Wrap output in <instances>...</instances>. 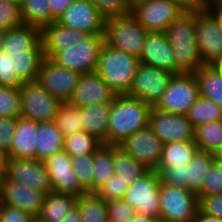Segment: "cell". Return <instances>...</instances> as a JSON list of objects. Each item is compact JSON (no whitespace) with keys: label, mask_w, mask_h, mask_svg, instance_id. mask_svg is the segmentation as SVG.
Returning <instances> with one entry per match:
<instances>
[{"label":"cell","mask_w":222,"mask_h":222,"mask_svg":"<svg viewBox=\"0 0 222 222\" xmlns=\"http://www.w3.org/2000/svg\"><path fill=\"white\" fill-rule=\"evenodd\" d=\"M222 194V162L214 160L209 173L205 176L202 188L197 192L198 198Z\"/></svg>","instance_id":"cell-43"},{"label":"cell","mask_w":222,"mask_h":222,"mask_svg":"<svg viewBox=\"0 0 222 222\" xmlns=\"http://www.w3.org/2000/svg\"><path fill=\"white\" fill-rule=\"evenodd\" d=\"M194 143L198 151L215 154L222 145V120L196 126Z\"/></svg>","instance_id":"cell-35"},{"label":"cell","mask_w":222,"mask_h":222,"mask_svg":"<svg viewBox=\"0 0 222 222\" xmlns=\"http://www.w3.org/2000/svg\"><path fill=\"white\" fill-rule=\"evenodd\" d=\"M71 159L72 157L62 149L54 155L49 156L43 163L50 178L52 192L70 194L78 198L87 192L78 182Z\"/></svg>","instance_id":"cell-16"},{"label":"cell","mask_w":222,"mask_h":222,"mask_svg":"<svg viewBox=\"0 0 222 222\" xmlns=\"http://www.w3.org/2000/svg\"><path fill=\"white\" fill-rule=\"evenodd\" d=\"M16 124L17 118L0 117V148L6 152L11 149Z\"/></svg>","instance_id":"cell-49"},{"label":"cell","mask_w":222,"mask_h":222,"mask_svg":"<svg viewBox=\"0 0 222 222\" xmlns=\"http://www.w3.org/2000/svg\"><path fill=\"white\" fill-rule=\"evenodd\" d=\"M71 164L80 186L92 193L93 154L72 157Z\"/></svg>","instance_id":"cell-41"},{"label":"cell","mask_w":222,"mask_h":222,"mask_svg":"<svg viewBox=\"0 0 222 222\" xmlns=\"http://www.w3.org/2000/svg\"><path fill=\"white\" fill-rule=\"evenodd\" d=\"M105 20L89 0H74L56 22L89 35H103Z\"/></svg>","instance_id":"cell-15"},{"label":"cell","mask_w":222,"mask_h":222,"mask_svg":"<svg viewBox=\"0 0 222 222\" xmlns=\"http://www.w3.org/2000/svg\"><path fill=\"white\" fill-rule=\"evenodd\" d=\"M127 1H128V3H129V5H130L131 7H133V6L136 5L137 3L142 2V1H145V0H127Z\"/></svg>","instance_id":"cell-63"},{"label":"cell","mask_w":222,"mask_h":222,"mask_svg":"<svg viewBox=\"0 0 222 222\" xmlns=\"http://www.w3.org/2000/svg\"><path fill=\"white\" fill-rule=\"evenodd\" d=\"M160 186V173L148 170L129 185L123 199L133 207L136 214L160 220Z\"/></svg>","instance_id":"cell-6"},{"label":"cell","mask_w":222,"mask_h":222,"mask_svg":"<svg viewBox=\"0 0 222 222\" xmlns=\"http://www.w3.org/2000/svg\"><path fill=\"white\" fill-rule=\"evenodd\" d=\"M160 220L164 222H193L199 210L197 193L161 182Z\"/></svg>","instance_id":"cell-5"},{"label":"cell","mask_w":222,"mask_h":222,"mask_svg":"<svg viewBox=\"0 0 222 222\" xmlns=\"http://www.w3.org/2000/svg\"><path fill=\"white\" fill-rule=\"evenodd\" d=\"M176 67L181 73H195L202 65L196 39L195 12L183 13L165 31Z\"/></svg>","instance_id":"cell-2"},{"label":"cell","mask_w":222,"mask_h":222,"mask_svg":"<svg viewBox=\"0 0 222 222\" xmlns=\"http://www.w3.org/2000/svg\"><path fill=\"white\" fill-rule=\"evenodd\" d=\"M152 106L135 97L116 95L111 102L108 145L119 146L135 132L148 127Z\"/></svg>","instance_id":"cell-1"},{"label":"cell","mask_w":222,"mask_h":222,"mask_svg":"<svg viewBox=\"0 0 222 222\" xmlns=\"http://www.w3.org/2000/svg\"><path fill=\"white\" fill-rule=\"evenodd\" d=\"M14 57V70L23 82L37 80L39 67L44 58L41 41L25 54H9Z\"/></svg>","instance_id":"cell-31"},{"label":"cell","mask_w":222,"mask_h":222,"mask_svg":"<svg viewBox=\"0 0 222 222\" xmlns=\"http://www.w3.org/2000/svg\"><path fill=\"white\" fill-rule=\"evenodd\" d=\"M197 151L198 148L194 142H167L163 144L157 171L161 173L165 168L190 163Z\"/></svg>","instance_id":"cell-28"},{"label":"cell","mask_w":222,"mask_h":222,"mask_svg":"<svg viewBox=\"0 0 222 222\" xmlns=\"http://www.w3.org/2000/svg\"><path fill=\"white\" fill-rule=\"evenodd\" d=\"M160 177L163 183L188 189L187 164L165 168Z\"/></svg>","instance_id":"cell-48"},{"label":"cell","mask_w":222,"mask_h":222,"mask_svg":"<svg viewBox=\"0 0 222 222\" xmlns=\"http://www.w3.org/2000/svg\"><path fill=\"white\" fill-rule=\"evenodd\" d=\"M105 17L121 16L131 13L127 0H89Z\"/></svg>","instance_id":"cell-46"},{"label":"cell","mask_w":222,"mask_h":222,"mask_svg":"<svg viewBox=\"0 0 222 222\" xmlns=\"http://www.w3.org/2000/svg\"><path fill=\"white\" fill-rule=\"evenodd\" d=\"M217 71L222 72V56L211 64Z\"/></svg>","instance_id":"cell-59"},{"label":"cell","mask_w":222,"mask_h":222,"mask_svg":"<svg viewBox=\"0 0 222 222\" xmlns=\"http://www.w3.org/2000/svg\"><path fill=\"white\" fill-rule=\"evenodd\" d=\"M37 135L38 122L21 116L18 117L11 149L7 152L9 158L36 159Z\"/></svg>","instance_id":"cell-23"},{"label":"cell","mask_w":222,"mask_h":222,"mask_svg":"<svg viewBox=\"0 0 222 222\" xmlns=\"http://www.w3.org/2000/svg\"><path fill=\"white\" fill-rule=\"evenodd\" d=\"M196 39L203 65H211L222 56V31L208 9L195 12Z\"/></svg>","instance_id":"cell-13"},{"label":"cell","mask_w":222,"mask_h":222,"mask_svg":"<svg viewBox=\"0 0 222 222\" xmlns=\"http://www.w3.org/2000/svg\"><path fill=\"white\" fill-rule=\"evenodd\" d=\"M20 116L36 122L54 121L62 103L37 80L24 82L20 87Z\"/></svg>","instance_id":"cell-7"},{"label":"cell","mask_w":222,"mask_h":222,"mask_svg":"<svg viewBox=\"0 0 222 222\" xmlns=\"http://www.w3.org/2000/svg\"><path fill=\"white\" fill-rule=\"evenodd\" d=\"M139 64V58L103 43L95 72L116 95H124L129 93Z\"/></svg>","instance_id":"cell-3"},{"label":"cell","mask_w":222,"mask_h":222,"mask_svg":"<svg viewBox=\"0 0 222 222\" xmlns=\"http://www.w3.org/2000/svg\"><path fill=\"white\" fill-rule=\"evenodd\" d=\"M119 147L148 170L158 169L163 143L149 127L135 132Z\"/></svg>","instance_id":"cell-17"},{"label":"cell","mask_w":222,"mask_h":222,"mask_svg":"<svg viewBox=\"0 0 222 222\" xmlns=\"http://www.w3.org/2000/svg\"><path fill=\"white\" fill-rule=\"evenodd\" d=\"M136 212L124 199L107 202V217L113 222H127Z\"/></svg>","instance_id":"cell-47"},{"label":"cell","mask_w":222,"mask_h":222,"mask_svg":"<svg viewBox=\"0 0 222 222\" xmlns=\"http://www.w3.org/2000/svg\"><path fill=\"white\" fill-rule=\"evenodd\" d=\"M20 5L24 24L41 29L56 21L51 15L49 0H21Z\"/></svg>","instance_id":"cell-33"},{"label":"cell","mask_w":222,"mask_h":222,"mask_svg":"<svg viewBox=\"0 0 222 222\" xmlns=\"http://www.w3.org/2000/svg\"><path fill=\"white\" fill-rule=\"evenodd\" d=\"M5 172H6V169H0V194L2 192L4 180L6 177Z\"/></svg>","instance_id":"cell-60"},{"label":"cell","mask_w":222,"mask_h":222,"mask_svg":"<svg viewBox=\"0 0 222 222\" xmlns=\"http://www.w3.org/2000/svg\"><path fill=\"white\" fill-rule=\"evenodd\" d=\"M23 83L14 70V57L0 50V85L20 87Z\"/></svg>","instance_id":"cell-45"},{"label":"cell","mask_w":222,"mask_h":222,"mask_svg":"<svg viewBox=\"0 0 222 222\" xmlns=\"http://www.w3.org/2000/svg\"><path fill=\"white\" fill-rule=\"evenodd\" d=\"M183 13L171 0H145L131 7V14L146 31L165 32Z\"/></svg>","instance_id":"cell-10"},{"label":"cell","mask_w":222,"mask_h":222,"mask_svg":"<svg viewBox=\"0 0 222 222\" xmlns=\"http://www.w3.org/2000/svg\"><path fill=\"white\" fill-rule=\"evenodd\" d=\"M198 96L199 85L195 73L173 74L155 107L165 112L186 115Z\"/></svg>","instance_id":"cell-8"},{"label":"cell","mask_w":222,"mask_h":222,"mask_svg":"<svg viewBox=\"0 0 222 222\" xmlns=\"http://www.w3.org/2000/svg\"><path fill=\"white\" fill-rule=\"evenodd\" d=\"M177 4L185 13H192L206 9L207 0H171Z\"/></svg>","instance_id":"cell-52"},{"label":"cell","mask_w":222,"mask_h":222,"mask_svg":"<svg viewBox=\"0 0 222 222\" xmlns=\"http://www.w3.org/2000/svg\"><path fill=\"white\" fill-rule=\"evenodd\" d=\"M64 137L54 121L38 122L36 160L44 161L63 149Z\"/></svg>","instance_id":"cell-26"},{"label":"cell","mask_w":222,"mask_h":222,"mask_svg":"<svg viewBox=\"0 0 222 222\" xmlns=\"http://www.w3.org/2000/svg\"><path fill=\"white\" fill-rule=\"evenodd\" d=\"M214 155L216 160L222 162V145Z\"/></svg>","instance_id":"cell-62"},{"label":"cell","mask_w":222,"mask_h":222,"mask_svg":"<svg viewBox=\"0 0 222 222\" xmlns=\"http://www.w3.org/2000/svg\"><path fill=\"white\" fill-rule=\"evenodd\" d=\"M186 116L194 127L208 122L222 120V108L212 100L199 95Z\"/></svg>","instance_id":"cell-37"},{"label":"cell","mask_w":222,"mask_h":222,"mask_svg":"<svg viewBox=\"0 0 222 222\" xmlns=\"http://www.w3.org/2000/svg\"><path fill=\"white\" fill-rule=\"evenodd\" d=\"M40 42V29L27 24L6 31L2 50L8 54H25Z\"/></svg>","instance_id":"cell-25"},{"label":"cell","mask_w":222,"mask_h":222,"mask_svg":"<svg viewBox=\"0 0 222 222\" xmlns=\"http://www.w3.org/2000/svg\"><path fill=\"white\" fill-rule=\"evenodd\" d=\"M5 36H6V31L0 29V50H2Z\"/></svg>","instance_id":"cell-61"},{"label":"cell","mask_w":222,"mask_h":222,"mask_svg":"<svg viewBox=\"0 0 222 222\" xmlns=\"http://www.w3.org/2000/svg\"><path fill=\"white\" fill-rule=\"evenodd\" d=\"M146 34L147 31L131 13L105 20L104 43L137 58L142 53Z\"/></svg>","instance_id":"cell-4"},{"label":"cell","mask_w":222,"mask_h":222,"mask_svg":"<svg viewBox=\"0 0 222 222\" xmlns=\"http://www.w3.org/2000/svg\"><path fill=\"white\" fill-rule=\"evenodd\" d=\"M103 142L88 132L81 131L64 137L63 149L71 156L93 154Z\"/></svg>","instance_id":"cell-38"},{"label":"cell","mask_w":222,"mask_h":222,"mask_svg":"<svg viewBox=\"0 0 222 222\" xmlns=\"http://www.w3.org/2000/svg\"><path fill=\"white\" fill-rule=\"evenodd\" d=\"M6 178L27 185L44 193L52 192L50 178L43 161L10 157L7 163Z\"/></svg>","instance_id":"cell-18"},{"label":"cell","mask_w":222,"mask_h":222,"mask_svg":"<svg viewBox=\"0 0 222 222\" xmlns=\"http://www.w3.org/2000/svg\"><path fill=\"white\" fill-rule=\"evenodd\" d=\"M81 74L58 66L49 58H43L37 81L61 102H69Z\"/></svg>","instance_id":"cell-14"},{"label":"cell","mask_w":222,"mask_h":222,"mask_svg":"<svg viewBox=\"0 0 222 222\" xmlns=\"http://www.w3.org/2000/svg\"><path fill=\"white\" fill-rule=\"evenodd\" d=\"M193 222H222V220L215 216L204 214L200 210H198V213L195 216Z\"/></svg>","instance_id":"cell-56"},{"label":"cell","mask_w":222,"mask_h":222,"mask_svg":"<svg viewBox=\"0 0 222 222\" xmlns=\"http://www.w3.org/2000/svg\"><path fill=\"white\" fill-rule=\"evenodd\" d=\"M195 76L199 85V95L222 108V72L212 65H202L195 72Z\"/></svg>","instance_id":"cell-29"},{"label":"cell","mask_w":222,"mask_h":222,"mask_svg":"<svg viewBox=\"0 0 222 222\" xmlns=\"http://www.w3.org/2000/svg\"><path fill=\"white\" fill-rule=\"evenodd\" d=\"M61 222H81V216L78 207L75 205Z\"/></svg>","instance_id":"cell-54"},{"label":"cell","mask_w":222,"mask_h":222,"mask_svg":"<svg viewBox=\"0 0 222 222\" xmlns=\"http://www.w3.org/2000/svg\"><path fill=\"white\" fill-rule=\"evenodd\" d=\"M24 24L20 2L0 0V29L7 31Z\"/></svg>","instance_id":"cell-42"},{"label":"cell","mask_w":222,"mask_h":222,"mask_svg":"<svg viewBox=\"0 0 222 222\" xmlns=\"http://www.w3.org/2000/svg\"><path fill=\"white\" fill-rule=\"evenodd\" d=\"M116 94L96 72L81 74L69 103L76 107L111 103Z\"/></svg>","instance_id":"cell-20"},{"label":"cell","mask_w":222,"mask_h":222,"mask_svg":"<svg viewBox=\"0 0 222 222\" xmlns=\"http://www.w3.org/2000/svg\"><path fill=\"white\" fill-rule=\"evenodd\" d=\"M9 160L8 153L0 148V169H6Z\"/></svg>","instance_id":"cell-58"},{"label":"cell","mask_w":222,"mask_h":222,"mask_svg":"<svg viewBox=\"0 0 222 222\" xmlns=\"http://www.w3.org/2000/svg\"><path fill=\"white\" fill-rule=\"evenodd\" d=\"M199 210L222 220V194L203 196L199 199Z\"/></svg>","instance_id":"cell-50"},{"label":"cell","mask_w":222,"mask_h":222,"mask_svg":"<svg viewBox=\"0 0 222 222\" xmlns=\"http://www.w3.org/2000/svg\"><path fill=\"white\" fill-rule=\"evenodd\" d=\"M139 61L172 74L181 73L176 67L174 53L165 32L147 31Z\"/></svg>","instance_id":"cell-19"},{"label":"cell","mask_w":222,"mask_h":222,"mask_svg":"<svg viewBox=\"0 0 222 222\" xmlns=\"http://www.w3.org/2000/svg\"><path fill=\"white\" fill-rule=\"evenodd\" d=\"M88 36V33L62 26L54 21L40 29L42 53L45 58L51 59L57 52L74 46Z\"/></svg>","instance_id":"cell-22"},{"label":"cell","mask_w":222,"mask_h":222,"mask_svg":"<svg viewBox=\"0 0 222 222\" xmlns=\"http://www.w3.org/2000/svg\"><path fill=\"white\" fill-rule=\"evenodd\" d=\"M32 218L26 211L0 203V222H30Z\"/></svg>","instance_id":"cell-51"},{"label":"cell","mask_w":222,"mask_h":222,"mask_svg":"<svg viewBox=\"0 0 222 222\" xmlns=\"http://www.w3.org/2000/svg\"><path fill=\"white\" fill-rule=\"evenodd\" d=\"M129 184L113 175L104 185L99 187L94 193L106 202L123 199Z\"/></svg>","instance_id":"cell-44"},{"label":"cell","mask_w":222,"mask_h":222,"mask_svg":"<svg viewBox=\"0 0 222 222\" xmlns=\"http://www.w3.org/2000/svg\"><path fill=\"white\" fill-rule=\"evenodd\" d=\"M2 1L21 2V0H2Z\"/></svg>","instance_id":"cell-66"},{"label":"cell","mask_w":222,"mask_h":222,"mask_svg":"<svg viewBox=\"0 0 222 222\" xmlns=\"http://www.w3.org/2000/svg\"><path fill=\"white\" fill-rule=\"evenodd\" d=\"M46 193L31 189L22 183L5 177L0 194V203L26 211L32 217H38L44 204Z\"/></svg>","instance_id":"cell-21"},{"label":"cell","mask_w":222,"mask_h":222,"mask_svg":"<svg viewBox=\"0 0 222 222\" xmlns=\"http://www.w3.org/2000/svg\"><path fill=\"white\" fill-rule=\"evenodd\" d=\"M30 222H44V221L40 219L39 217H33Z\"/></svg>","instance_id":"cell-65"},{"label":"cell","mask_w":222,"mask_h":222,"mask_svg":"<svg viewBox=\"0 0 222 222\" xmlns=\"http://www.w3.org/2000/svg\"><path fill=\"white\" fill-rule=\"evenodd\" d=\"M81 222H105L107 217V202L95 193L80 195L76 200Z\"/></svg>","instance_id":"cell-36"},{"label":"cell","mask_w":222,"mask_h":222,"mask_svg":"<svg viewBox=\"0 0 222 222\" xmlns=\"http://www.w3.org/2000/svg\"><path fill=\"white\" fill-rule=\"evenodd\" d=\"M159 220L149 217V216H144L140 214H135L134 217L127 222H158Z\"/></svg>","instance_id":"cell-57"},{"label":"cell","mask_w":222,"mask_h":222,"mask_svg":"<svg viewBox=\"0 0 222 222\" xmlns=\"http://www.w3.org/2000/svg\"><path fill=\"white\" fill-rule=\"evenodd\" d=\"M172 73L140 63L127 95L155 106L162 98Z\"/></svg>","instance_id":"cell-12"},{"label":"cell","mask_w":222,"mask_h":222,"mask_svg":"<svg viewBox=\"0 0 222 222\" xmlns=\"http://www.w3.org/2000/svg\"><path fill=\"white\" fill-rule=\"evenodd\" d=\"M77 197L56 192L47 193L39 218L44 222H61L76 205Z\"/></svg>","instance_id":"cell-27"},{"label":"cell","mask_w":222,"mask_h":222,"mask_svg":"<svg viewBox=\"0 0 222 222\" xmlns=\"http://www.w3.org/2000/svg\"><path fill=\"white\" fill-rule=\"evenodd\" d=\"M111 103L93 104L80 108L81 129L108 145V123Z\"/></svg>","instance_id":"cell-24"},{"label":"cell","mask_w":222,"mask_h":222,"mask_svg":"<svg viewBox=\"0 0 222 222\" xmlns=\"http://www.w3.org/2000/svg\"><path fill=\"white\" fill-rule=\"evenodd\" d=\"M113 146L103 144L93 153L92 193L113 175Z\"/></svg>","instance_id":"cell-32"},{"label":"cell","mask_w":222,"mask_h":222,"mask_svg":"<svg viewBox=\"0 0 222 222\" xmlns=\"http://www.w3.org/2000/svg\"><path fill=\"white\" fill-rule=\"evenodd\" d=\"M214 15L222 31V3H213L211 6L207 7Z\"/></svg>","instance_id":"cell-55"},{"label":"cell","mask_w":222,"mask_h":222,"mask_svg":"<svg viewBox=\"0 0 222 222\" xmlns=\"http://www.w3.org/2000/svg\"><path fill=\"white\" fill-rule=\"evenodd\" d=\"M215 160L214 153L197 151L192 161L187 163L188 189L197 193L203 185L205 176Z\"/></svg>","instance_id":"cell-34"},{"label":"cell","mask_w":222,"mask_h":222,"mask_svg":"<svg viewBox=\"0 0 222 222\" xmlns=\"http://www.w3.org/2000/svg\"><path fill=\"white\" fill-rule=\"evenodd\" d=\"M74 0H49L51 15L57 20Z\"/></svg>","instance_id":"cell-53"},{"label":"cell","mask_w":222,"mask_h":222,"mask_svg":"<svg viewBox=\"0 0 222 222\" xmlns=\"http://www.w3.org/2000/svg\"><path fill=\"white\" fill-rule=\"evenodd\" d=\"M148 127L163 144L167 142H194L195 127L186 115L165 112L152 106Z\"/></svg>","instance_id":"cell-11"},{"label":"cell","mask_w":222,"mask_h":222,"mask_svg":"<svg viewBox=\"0 0 222 222\" xmlns=\"http://www.w3.org/2000/svg\"><path fill=\"white\" fill-rule=\"evenodd\" d=\"M54 123L63 137L83 131L81 129L80 107L62 102L54 118Z\"/></svg>","instance_id":"cell-39"},{"label":"cell","mask_w":222,"mask_h":222,"mask_svg":"<svg viewBox=\"0 0 222 222\" xmlns=\"http://www.w3.org/2000/svg\"><path fill=\"white\" fill-rule=\"evenodd\" d=\"M0 117H20L19 87L0 85Z\"/></svg>","instance_id":"cell-40"},{"label":"cell","mask_w":222,"mask_h":222,"mask_svg":"<svg viewBox=\"0 0 222 222\" xmlns=\"http://www.w3.org/2000/svg\"><path fill=\"white\" fill-rule=\"evenodd\" d=\"M113 170L114 174L124 182L131 185L144 175L148 169L132 158L119 146H113Z\"/></svg>","instance_id":"cell-30"},{"label":"cell","mask_w":222,"mask_h":222,"mask_svg":"<svg viewBox=\"0 0 222 222\" xmlns=\"http://www.w3.org/2000/svg\"><path fill=\"white\" fill-rule=\"evenodd\" d=\"M213 3H222V0H207V6H211Z\"/></svg>","instance_id":"cell-64"},{"label":"cell","mask_w":222,"mask_h":222,"mask_svg":"<svg viewBox=\"0 0 222 222\" xmlns=\"http://www.w3.org/2000/svg\"><path fill=\"white\" fill-rule=\"evenodd\" d=\"M104 43L103 35H89L70 48L57 52L51 60L58 66L80 74L95 72L99 51Z\"/></svg>","instance_id":"cell-9"}]
</instances>
